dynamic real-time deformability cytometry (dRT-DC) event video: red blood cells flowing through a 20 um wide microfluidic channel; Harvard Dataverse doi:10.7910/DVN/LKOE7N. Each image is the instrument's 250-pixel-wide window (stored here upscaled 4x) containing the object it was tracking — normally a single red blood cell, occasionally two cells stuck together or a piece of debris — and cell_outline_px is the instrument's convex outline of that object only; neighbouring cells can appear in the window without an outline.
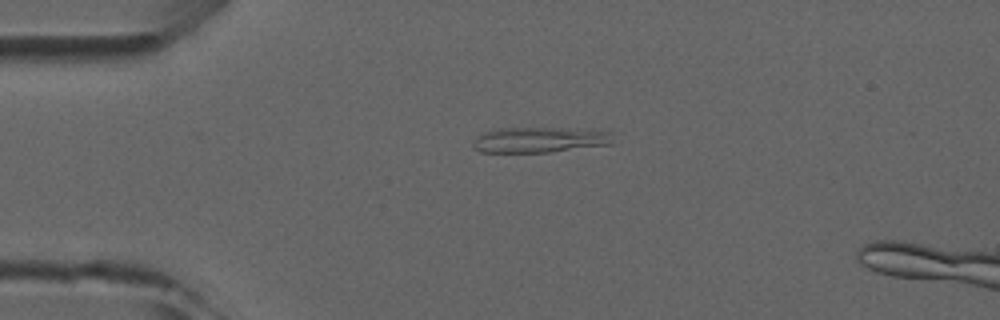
{"species": "common noctule bat (a hibernating species)", "species_latin": "Nyctalus noctula", "temperature_condition": "room temperature", "stored_images_in_passage": 3, "camera_frame_rate_fps": 3000, "um_per_image_px": 0.085, "animal": {"sex": "male", "forearm_length_mm": 52.5}, "frame": {"image": 1, "passage_image": 1, "time_ms": 0.0, "image_size_px": [1000, 320], "cell_outline_px": [[612, 144], [552, 152], [480, 152], [472, 148], [472, 144], [484, 132], [500, 128], [568, 128], [612, 132]], "centroid_in_image_um": [45.88, 11.89], "position_along_channel_um": 39.1, "area_um2": 20.69}}